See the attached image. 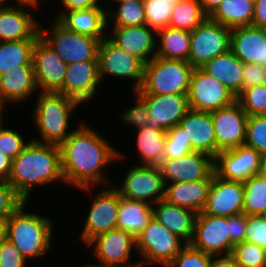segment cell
Wrapping results in <instances>:
<instances>
[{
  "label": "cell",
  "instance_id": "obj_5",
  "mask_svg": "<svg viewBox=\"0 0 266 267\" xmlns=\"http://www.w3.org/2000/svg\"><path fill=\"white\" fill-rule=\"evenodd\" d=\"M194 67L184 60L154 57L144 64L143 82L137 94L188 95Z\"/></svg>",
  "mask_w": 266,
  "mask_h": 267
},
{
  "label": "cell",
  "instance_id": "obj_51",
  "mask_svg": "<svg viewBox=\"0 0 266 267\" xmlns=\"http://www.w3.org/2000/svg\"><path fill=\"white\" fill-rule=\"evenodd\" d=\"M246 219L247 215L243 212L228 217L230 229V254L234 245L245 241Z\"/></svg>",
  "mask_w": 266,
  "mask_h": 267
},
{
  "label": "cell",
  "instance_id": "obj_49",
  "mask_svg": "<svg viewBox=\"0 0 266 267\" xmlns=\"http://www.w3.org/2000/svg\"><path fill=\"white\" fill-rule=\"evenodd\" d=\"M27 259L6 239L0 249V267H24Z\"/></svg>",
  "mask_w": 266,
  "mask_h": 267
},
{
  "label": "cell",
  "instance_id": "obj_56",
  "mask_svg": "<svg viewBox=\"0 0 266 267\" xmlns=\"http://www.w3.org/2000/svg\"><path fill=\"white\" fill-rule=\"evenodd\" d=\"M203 11L209 16L223 0H198Z\"/></svg>",
  "mask_w": 266,
  "mask_h": 267
},
{
  "label": "cell",
  "instance_id": "obj_20",
  "mask_svg": "<svg viewBox=\"0 0 266 267\" xmlns=\"http://www.w3.org/2000/svg\"><path fill=\"white\" fill-rule=\"evenodd\" d=\"M32 64L40 92H58L62 88L67 64L41 38L34 45Z\"/></svg>",
  "mask_w": 266,
  "mask_h": 267
},
{
  "label": "cell",
  "instance_id": "obj_57",
  "mask_svg": "<svg viewBox=\"0 0 266 267\" xmlns=\"http://www.w3.org/2000/svg\"><path fill=\"white\" fill-rule=\"evenodd\" d=\"M6 239H7L6 224L5 222H0V249Z\"/></svg>",
  "mask_w": 266,
  "mask_h": 267
},
{
  "label": "cell",
  "instance_id": "obj_44",
  "mask_svg": "<svg viewBox=\"0 0 266 267\" xmlns=\"http://www.w3.org/2000/svg\"><path fill=\"white\" fill-rule=\"evenodd\" d=\"M210 264L211 255L205 254L191 244H185L166 267H210Z\"/></svg>",
  "mask_w": 266,
  "mask_h": 267
},
{
  "label": "cell",
  "instance_id": "obj_21",
  "mask_svg": "<svg viewBox=\"0 0 266 267\" xmlns=\"http://www.w3.org/2000/svg\"><path fill=\"white\" fill-rule=\"evenodd\" d=\"M100 82L98 61L71 63L67 65L63 86L58 93L82 104L94 97Z\"/></svg>",
  "mask_w": 266,
  "mask_h": 267
},
{
  "label": "cell",
  "instance_id": "obj_9",
  "mask_svg": "<svg viewBox=\"0 0 266 267\" xmlns=\"http://www.w3.org/2000/svg\"><path fill=\"white\" fill-rule=\"evenodd\" d=\"M119 188L120 196L154 205L165 196V182L158 165L130 167ZM121 187V188H120Z\"/></svg>",
  "mask_w": 266,
  "mask_h": 267
},
{
  "label": "cell",
  "instance_id": "obj_8",
  "mask_svg": "<svg viewBox=\"0 0 266 267\" xmlns=\"http://www.w3.org/2000/svg\"><path fill=\"white\" fill-rule=\"evenodd\" d=\"M232 29L207 17L191 31L189 63L202 67L209 60L230 50Z\"/></svg>",
  "mask_w": 266,
  "mask_h": 267
},
{
  "label": "cell",
  "instance_id": "obj_1",
  "mask_svg": "<svg viewBox=\"0 0 266 267\" xmlns=\"http://www.w3.org/2000/svg\"><path fill=\"white\" fill-rule=\"evenodd\" d=\"M64 183L84 190L105 179L104 166L123 157L107 140L86 125L74 129L59 146Z\"/></svg>",
  "mask_w": 266,
  "mask_h": 267
},
{
  "label": "cell",
  "instance_id": "obj_32",
  "mask_svg": "<svg viewBox=\"0 0 266 267\" xmlns=\"http://www.w3.org/2000/svg\"><path fill=\"white\" fill-rule=\"evenodd\" d=\"M208 17L230 29L252 25L254 0H223Z\"/></svg>",
  "mask_w": 266,
  "mask_h": 267
},
{
  "label": "cell",
  "instance_id": "obj_27",
  "mask_svg": "<svg viewBox=\"0 0 266 267\" xmlns=\"http://www.w3.org/2000/svg\"><path fill=\"white\" fill-rule=\"evenodd\" d=\"M212 179L174 182L165 184L164 199L171 204L202 213L208 197Z\"/></svg>",
  "mask_w": 266,
  "mask_h": 267
},
{
  "label": "cell",
  "instance_id": "obj_13",
  "mask_svg": "<svg viewBox=\"0 0 266 267\" xmlns=\"http://www.w3.org/2000/svg\"><path fill=\"white\" fill-rule=\"evenodd\" d=\"M87 245L94 246L93 254L102 267H140L137 262L127 263L131 259L132 248H136V239L122 229L116 228L100 234Z\"/></svg>",
  "mask_w": 266,
  "mask_h": 267
},
{
  "label": "cell",
  "instance_id": "obj_34",
  "mask_svg": "<svg viewBox=\"0 0 266 267\" xmlns=\"http://www.w3.org/2000/svg\"><path fill=\"white\" fill-rule=\"evenodd\" d=\"M160 45H156V57L189 62L191 32L167 26L157 30Z\"/></svg>",
  "mask_w": 266,
  "mask_h": 267
},
{
  "label": "cell",
  "instance_id": "obj_45",
  "mask_svg": "<svg viewBox=\"0 0 266 267\" xmlns=\"http://www.w3.org/2000/svg\"><path fill=\"white\" fill-rule=\"evenodd\" d=\"M25 201L7 181H0V222H5Z\"/></svg>",
  "mask_w": 266,
  "mask_h": 267
},
{
  "label": "cell",
  "instance_id": "obj_29",
  "mask_svg": "<svg viewBox=\"0 0 266 267\" xmlns=\"http://www.w3.org/2000/svg\"><path fill=\"white\" fill-rule=\"evenodd\" d=\"M201 68L225 85L233 95L237 96L242 91L244 63L231 50L209 60Z\"/></svg>",
  "mask_w": 266,
  "mask_h": 267
},
{
  "label": "cell",
  "instance_id": "obj_50",
  "mask_svg": "<svg viewBox=\"0 0 266 267\" xmlns=\"http://www.w3.org/2000/svg\"><path fill=\"white\" fill-rule=\"evenodd\" d=\"M266 84V66L244 63L242 90Z\"/></svg>",
  "mask_w": 266,
  "mask_h": 267
},
{
  "label": "cell",
  "instance_id": "obj_26",
  "mask_svg": "<svg viewBox=\"0 0 266 267\" xmlns=\"http://www.w3.org/2000/svg\"><path fill=\"white\" fill-rule=\"evenodd\" d=\"M57 19L68 30L93 37L100 42L107 37V11L102 7L63 11Z\"/></svg>",
  "mask_w": 266,
  "mask_h": 267
},
{
  "label": "cell",
  "instance_id": "obj_40",
  "mask_svg": "<svg viewBox=\"0 0 266 267\" xmlns=\"http://www.w3.org/2000/svg\"><path fill=\"white\" fill-rule=\"evenodd\" d=\"M231 255L239 267H266V249L243 241L233 246Z\"/></svg>",
  "mask_w": 266,
  "mask_h": 267
},
{
  "label": "cell",
  "instance_id": "obj_7",
  "mask_svg": "<svg viewBox=\"0 0 266 267\" xmlns=\"http://www.w3.org/2000/svg\"><path fill=\"white\" fill-rule=\"evenodd\" d=\"M52 33L39 26L40 38L65 62L67 65L75 62L98 61L100 41L64 27L57 19Z\"/></svg>",
  "mask_w": 266,
  "mask_h": 267
},
{
  "label": "cell",
  "instance_id": "obj_41",
  "mask_svg": "<svg viewBox=\"0 0 266 267\" xmlns=\"http://www.w3.org/2000/svg\"><path fill=\"white\" fill-rule=\"evenodd\" d=\"M236 101L248 116L266 115V84L242 90Z\"/></svg>",
  "mask_w": 266,
  "mask_h": 267
},
{
  "label": "cell",
  "instance_id": "obj_47",
  "mask_svg": "<svg viewBox=\"0 0 266 267\" xmlns=\"http://www.w3.org/2000/svg\"><path fill=\"white\" fill-rule=\"evenodd\" d=\"M245 241L266 249V222L259 215H247Z\"/></svg>",
  "mask_w": 266,
  "mask_h": 267
},
{
  "label": "cell",
  "instance_id": "obj_25",
  "mask_svg": "<svg viewBox=\"0 0 266 267\" xmlns=\"http://www.w3.org/2000/svg\"><path fill=\"white\" fill-rule=\"evenodd\" d=\"M153 217L182 239L183 244L192 242L197 217V213L193 210L168 203L162 199L153 205Z\"/></svg>",
  "mask_w": 266,
  "mask_h": 267
},
{
  "label": "cell",
  "instance_id": "obj_52",
  "mask_svg": "<svg viewBox=\"0 0 266 267\" xmlns=\"http://www.w3.org/2000/svg\"><path fill=\"white\" fill-rule=\"evenodd\" d=\"M61 2L63 3L65 10L58 13L59 15L57 14L56 18H58L63 11L100 7L98 4L99 0H61Z\"/></svg>",
  "mask_w": 266,
  "mask_h": 267
},
{
  "label": "cell",
  "instance_id": "obj_60",
  "mask_svg": "<svg viewBox=\"0 0 266 267\" xmlns=\"http://www.w3.org/2000/svg\"><path fill=\"white\" fill-rule=\"evenodd\" d=\"M8 1V0H0V9H3V8H9V7H12L13 5H4V3ZM10 1V0H9Z\"/></svg>",
  "mask_w": 266,
  "mask_h": 267
},
{
  "label": "cell",
  "instance_id": "obj_62",
  "mask_svg": "<svg viewBox=\"0 0 266 267\" xmlns=\"http://www.w3.org/2000/svg\"><path fill=\"white\" fill-rule=\"evenodd\" d=\"M263 173L266 175V155L263 156Z\"/></svg>",
  "mask_w": 266,
  "mask_h": 267
},
{
  "label": "cell",
  "instance_id": "obj_63",
  "mask_svg": "<svg viewBox=\"0 0 266 267\" xmlns=\"http://www.w3.org/2000/svg\"><path fill=\"white\" fill-rule=\"evenodd\" d=\"M259 216L266 222V209Z\"/></svg>",
  "mask_w": 266,
  "mask_h": 267
},
{
  "label": "cell",
  "instance_id": "obj_6",
  "mask_svg": "<svg viewBox=\"0 0 266 267\" xmlns=\"http://www.w3.org/2000/svg\"><path fill=\"white\" fill-rule=\"evenodd\" d=\"M135 239V250L140 253L143 260L138 262L140 267L156 263L166 267L185 246L182 244V239L158 222L155 217L149 220L145 229Z\"/></svg>",
  "mask_w": 266,
  "mask_h": 267
},
{
  "label": "cell",
  "instance_id": "obj_59",
  "mask_svg": "<svg viewBox=\"0 0 266 267\" xmlns=\"http://www.w3.org/2000/svg\"><path fill=\"white\" fill-rule=\"evenodd\" d=\"M4 103H5V101L2 99V97L0 95V125L3 122L2 112H3V109H4Z\"/></svg>",
  "mask_w": 266,
  "mask_h": 267
},
{
  "label": "cell",
  "instance_id": "obj_58",
  "mask_svg": "<svg viewBox=\"0 0 266 267\" xmlns=\"http://www.w3.org/2000/svg\"><path fill=\"white\" fill-rule=\"evenodd\" d=\"M41 0H15L16 3H18L19 5H30L33 8L39 6V2Z\"/></svg>",
  "mask_w": 266,
  "mask_h": 267
},
{
  "label": "cell",
  "instance_id": "obj_48",
  "mask_svg": "<svg viewBox=\"0 0 266 267\" xmlns=\"http://www.w3.org/2000/svg\"><path fill=\"white\" fill-rule=\"evenodd\" d=\"M135 106L126 109L120 116V120L135 126L137 129L147 126L148 113L145 101L137 94Z\"/></svg>",
  "mask_w": 266,
  "mask_h": 267
},
{
  "label": "cell",
  "instance_id": "obj_12",
  "mask_svg": "<svg viewBox=\"0 0 266 267\" xmlns=\"http://www.w3.org/2000/svg\"><path fill=\"white\" fill-rule=\"evenodd\" d=\"M215 173L223 179L245 182L263 172V156L245 145L221 151L214 158Z\"/></svg>",
  "mask_w": 266,
  "mask_h": 267
},
{
  "label": "cell",
  "instance_id": "obj_53",
  "mask_svg": "<svg viewBox=\"0 0 266 267\" xmlns=\"http://www.w3.org/2000/svg\"><path fill=\"white\" fill-rule=\"evenodd\" d=\"M253 26L266 28V0H254Z\"/></svg>",
  "mask_w": 266,
  "mask_h": 267
},
{
  "label": "cell",
  "instance_id": "obj_15",
  "mask_svg": "<svg viewBox=\"0 0 266 267\" xmlns=\"http://www.w3.org/2000/svg\"><path fill=\"white\" fill-rule=\"evenodd\" d=\"M97 193L80 234L86 245L98 235L117 228L119 192L111 187Z\"/></svg>",
  "mask_w": 266,
  "mask_h": 267
},
{
  "label": "cell",
  "instance_id": "obj_30",
  "mask_svg": "<svg viewBox=\"0 0 266 267\" xmlns=\"http://www.w3.org/2000/svg\"><path fill=\"white\" fill-rule=\"evenodd\" d=\"M38 86L33 65L19 66V69L0 76V95L8 104L20 102L32 96Z\"/></svg>",
  "mask_w": 266,
  "mask_h": 267
},
{
  "label": "cell",
  "instance_id": "obj_42",
  "mask_svg": "<svg viewBox=\"0 0 266 267\" xmlns=\"http://www.w3.org/2000/svg\"><path fill=\"white\" fill-rule=\"evenodd\" d=\"M244 145L266 155V115L248 116Z\"/></svg>",
  "mask_w": 266,
  "mask_h": 267
},
{
  "label": "cell",
  "instance_id": "obj_16",
  "mask_svg": "<svg viewBox=\"0 0 266 267\" xmlns=\"http://www.w3.org/2000/svg\"><path fill=\"white\" fill-rule=\"evenodd\" d=\"M229 233L228 217L198 213L190 244L211 256L228 255L230 254Z\"/></svg>",
  "mask_w": 266,
  "mask_h": 267
},
{
  "label": "cell",
  "instance_id": "obj_4",
  "mask_svg": "<svg viewBox=\"0 0 266 267\" xmlns=\"http://www.w3.org/2000/svg\"><path fill=\"white\" fill-rule=\"evenodd\" d=\"M80 103L58 92H40L33 119L41 140L34 141L60 146L72 133L68 132L69 118Z\"/></svg>",
  "mask_w": 266,
  "mask_h": 267
},
{
  "label": "cell",
  "instance_id": "obj_2",
  "mask_svg": "<svg viewBox=\"0 0 266 267\" xmlns=\"http://www.w3.org/2000/svg\"><path fill=\"white\" fill-rule=\"evenodd\" d=\"M62 179L64 181L60 147L31 140L12 160L11 174L7 182L27 202L33 187Z\"/></svg>",
  "mask_w": 266,
  "mask_h": 267
},
{
  "label": "cell",
  "instance_id": "obj_37",
  "mask_svg": "<svg viewBox=\"0 0 266 267\" xmlns=\"http://www.w3.org/2000/svg\"><path fill=\"white\" fill-rule=\"evenodd\" d=\"M244 184L243 213L259 215L266 209V175L262 172L247 179Z\"/></svg>",
  "mask_w": 266,
  "mask_h": 267
},
{
  "label": "cell",
  "instance_id": "obj_36",
  "mask_svg": "<svg viewBox=\"0 0 266 267\" xmlns=\"http://www.w3.org/2000/svg\"><path fill=\"white\" fill-rule=\"evenodd\" d=\"M207 17L198 0H179L172 9L168 26L191 32Z\"/></svg>",
  "mask_w": 266,
  "mask_h": 267
},
{
  "label": "cell",
  "instance_id": "obj_61",
  "mask_svg": "<svg viewBox=\"0 0 266 267\" xmlns=\"http://www.w3.org/2000/svg\"><path fill=\"white\" fill-rule=\"evenodd\" d=\"M78 267H102L100 264H85V265H81V266H78Z\"/></svg>",
  "mask_w": 266,
  "mask_h": 267
},
{
  "label": "cell",
  "instance_id": "obj_3",
  "mask_svg": "<svg viewBox=\"0 0 266 267\" xmlns=\"http://www.w3.org/2000/svg\"><path fill=\"white\" fill-rule=\"evenodd\" d=\"M23 203L6 221L7 239L28 260L44 256L52 241V223L45 216L25 213Z\"/></svg>",
  "mask_w": 266,
  "mask_h": 267
},
{
  "label": "cell",
  "instance_id": "obj_19",
  "mask_svg": "<svg viewBox=\"0 0 266 267\" xmlns=\"http://www.w3.org/2000/svg\"><path fill=\"white\" fill-rule=\"evenodd\" d=\"M244 184L213 174L204 214L230 217L243 212Z\"/></svg>",
  "mask_w": 266,
  "mask_h": 267
},
{
  "label": "cell",
  "instance_id": "obj_28",
  "mask_svg": "<svg viewBox=\"0 0 266 267\" xmlns=\"http://www.w3.org/2000/svg\"><path fill=\"white\" fill-rule=\"evenodd\" d=\"M19 6L0 9V42L30 39L39 30L38 20L22 8L28 6Z\"/></svg>",
  "mask_w": 266,
  "mask_h": 267
},
{
  "label": "cell",
  "instance_id": "obj_54",
  "mask_svg": "<svg viewBox=\"0 0 266 267\" xmlns=\"http://www.w3.org/2000/svg\"><path fill=\"white\" fill-rule=\"evenodd\" d=\"M12 169V159L0 151V181H8Z\"/></svg>",
  "mask_w": 266,
  "mask_h": 267
},
{
  "label": "cell",
  "instance_id": "obj_17",
  "mask_svg": "<svg viewBox=\"0 0 266 267\" xmlns=\"http://www.w3.org/2000/svg\"><path fill=\"white\" fill-rule=\"evenodd\" d=\"M165 184L212 179L214 158L204 152L192 151L175 159H163L158 165Z\"/></svg>",
  "mask_w": 266,
  "mask_h": 267
},
{
  "label": "cell",
  "instance_id": "obj_46",
  "mask_svg": "<svg viewBox=\"0 0 266 267\" xmlns=\"http://www.w3.org/2000/svg\"><path fill=\"white\" fill-rule=\"evenodd\" d=\"M23 140L22 135L18 134L13 129L3 128V124L0 125V151L14 160L27 145Z\"/></svg>",
  "mask_w": 266,
  "mask_h": 267
},
{
  "label": "cell",
  "instance_id": "obj_14",
  "mask_svg": "<svg viewBox=\"0 0 266 267\" xmlns=\"http://www.w3.org/2000/svg\"><path fill=\"white\" fill-rule=\"evenodd\" d=\"M217 144V154L245 144L247 118L240 104L231 105L211 112Z\"/></svg>",
  "mask_w": 266,
  "mask_h": 267
},
{
  "label": "cell",
  "instance_id": "obj_11",
  "mask_svg": "<svg viewBox=\"0 0 266 267\" xmlns=\"http://www.w3.org/2000/svg\"><path fill=\"white\" fill-rule=\"evenodd\" d=\"M235 100L236 96L220 81L201 67L193 69L188 93L189 109L212 112L231 105Z\"/></svg>",
  "mask_w": 266,
  "mask_h": 267
},
{
  "label": "cell",
  "instance_id": "obj_10",
  "mask_svg": "<svg viewBox=\"0 0 266 267\" xmlns=\"http://www.w3.org/2000/svg\"><path fill=\"white\" fill-rule=\"evenodd\" d=\"M97 59L100 80L106 75L128 78L136 81L133 92L141 88L144 63L116 45L109 36L100 42Z\"/></svg>",
  "mask_w": 266,
  "mask_h": 267
},
{
  "label": "cell",
  "instance_id": "obj_24",
  "mask_svg": "<svg viewBox=\"0 0 266 267\" xmlns=\"http://www.w3.org/2000/svg\"><path fill=\"white\" fill-rule=\"evenodd\" d=\"M230 50L243 63L266 66L265 30L253 25L232 29Z\"/></svg>",
  "mask_w": 266,
  "mask_h": 267
},
{
  "label": "cell",
  "instance_id": "obj_31",
  "mask_svg": "<svg viewBox=\"0 0 266 267\" xmlns=\"http://www.w3.org/2000/svg\"><path fill=\"white\" fill-rule=\"evenodd\" d=\"M117 228L132 234L135 238L147 226L153 217V205L145 202L129 200L119 194Z\"/></svg>",
  "mask_w": 266,
  "mask_h": 267
},
{
  "label": "cell",
  "instance_id": "obj_55",
  "mask_svg": "<svg viewBox=\"0 0 266 267\" xmlns=\"http://www.w3.org/2000/svg\"><path fill=\"white\" fill-rule=\"evenodd\" d=\"M215 257L219 258L216 259ZM215 258V259H213ZM210 267H239L231 254L224 256H211Z\"/></svg>",
  "mask_w": 266,
  "mask_h": 267
},
{
  "label": "cell",
  "instance_id": "obj_64",
  "mask_svg": "<svg viewBox=\"0 0 266 267\" xmlns=\"http://www.w3.org/2000/svg\"><path fill=\"white\" fill-rule=\"evenodd\" d=\"M166 1H170V2H172V3H176V2H178L179 0H166Z\"/></svg>",
  "mask_w": 266,
  "mask_h": 267
},
{
  "label": "cell",
  "instance_id": "obj_35",
  "mask_svg": "<svg viewBox=\"0 0 266 267\" xmlns=\"http://www.w3.org/2000/svg\"><path fill=\"white\" fill-rule=\"evenodd\" d=\"M136 148L143 165H159L164 158L167 131L145 126L137 129Z\"/></svg>",
  "mask_w": 266,
  "mask_h": 267
},
{
  "label": "cell",
  "instance_id": "obj_33",
  "mask_svg": "<svg viewBox=\"0 0 266 267\" xmlns=\"http://www.w3.org/2000/svg\"><path fill=\"white\" fill-rule=\"evenodd\" d=\"M39 38L38 30L30 39L0 42V76L19 66L33 65V48Z\"/></svg>",
  "mask_w": 266,
  "mask_h": 267
},
{
  "label": "cell",
  "instance_id": "obj_43",
  "mask_svg": "<svg viewBox=\"0 0 266 267\" xmlns=\"http://www.w3.org/2000/svg\"><path fill=\"white\" fill-rule=\"evenodd\" d=\"M193 149L189 139H186L184 130L178 125L167 131L165 140V153L163 159H175L182 157Z\"/></svg>",
  "mask_w": 266,
  "mask_h": 267
},
{
  "label": "cell",
  "instance_id": "obj_22",
  "mask_svg": "<svg viewBox=\"0 0 266 267\" xmlns=\"http://www.w3.org/2000/svg\"><path fill=\"white\" fill-rule=\"evenodd\" d=\"M109 38L129 54L136 56L144 64L150 62L156 54L157 31L147 25L113 27ZM151 55V56H149Z\"/></svg>",
  "mask_w": 266,
  "mask_h": 267
},
{
  "label": "cell",
  "instance_id": "obj_18",
  "mask_svg": "<svg viewBox=\"0 0 266 267\" xmlns=\"http://www.w3.org/2000/svg\"><path fill=\"white\" fill-rule=\"evenodd\" d=\"M147 107V126L154 130L169 131L179 125L189 110L188 95L138 94Z\"/></svg>",
  "mask_w": 266,
  "mask_h": 267
},
{
  "label": "cell",
  "instance_id": "obj_65",
  "mask_svg": "<svg viewBox=\"0 0 266 267\" xmlns=\"http://www.w3.org/2000/svg\"><path fill=\"white\" fill-rule=\"evenodd\" d=\"M112 1H115L117 3H120V2L125 1V0H112Z\"/></svg>",
  "mask_w": 266,
  "mask_h": 267
},
{
  "label": "cell",
  "instance_id": "obj_23",
  "mask_svg": "<svg viewBox=\"0 0 266 267\" xmlns=\"http://www.w3.org/2000/svg\"><path fill=\"white\" fill-rule=\"evenodd\" d=\"M178 126L184 130V135L189 139L193 151L207 153L213 158L217 156L211 112L189 109Z\"/></svg>",
  "mask_w": 266,
  "mask_h": 267
},
{
  "label": "cell",
  "instance_id": "obj_39",
  "mask_svg": "<svg viewBox=\"0 0 266 267\" xmlns=\"http://www.w3.org/2000/svg\"><path fill=\"white\" fill-rule=\"evenodd\" d=\"M174 3L166 0H143L146 25L156 31L169 24Z\"/></svg>",
  "mask_w": 266,
  "mask_h": 267
},
{
  "label": "cell",
  "instance_id": "obj_38",
  "mask_svg": "<svg viewBox=\"0 0 266 267\" xmlns=\"http://www.w3.org/2000/svg\"><path fill=\"white\" fill-rule=\"evenodd\" d=\"M117 12L107 10V16H112L114 27L146 25L143 0H125L118 3ZM113 12V13H112Z\"/></svg>",
  "mask_w": 266,
  "mask_h": 267
}]
</instances>
